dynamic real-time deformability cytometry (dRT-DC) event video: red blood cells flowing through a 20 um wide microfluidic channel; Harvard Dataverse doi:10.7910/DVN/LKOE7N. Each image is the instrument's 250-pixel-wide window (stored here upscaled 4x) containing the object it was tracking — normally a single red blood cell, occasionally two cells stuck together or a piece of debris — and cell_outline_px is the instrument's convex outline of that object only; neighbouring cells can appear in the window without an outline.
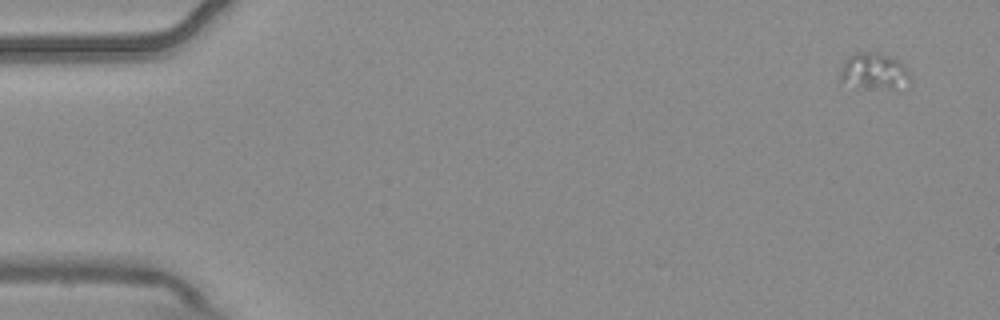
{"species": "common noctule bat (a hibernating species)", "species_latin": "Nyctalus noctula", "temperature_condition": "warm", "stored_images_in_passage": 5, "camera_frame_rate_fps": 3000, "um_per_image_px": 0.085, "animal": {"sex": "male", "body_mass_g": 20.4}, "frame": {"image": 1, "passage_image": 1, "time_ms": 0.0, "image_size_px": [1000, 320], "cell_outline_px": [[908, 76], [900, 92], [896, 92], [856, 88], [840, 84], [840, 68], [848, 56], [852, 52], [880, 52], [896, 60], [904, 68]], "centroid_in_image_um": [74.19, 6.14], "position_along_channel_um": 10.8, "area_um2": 15.55}}